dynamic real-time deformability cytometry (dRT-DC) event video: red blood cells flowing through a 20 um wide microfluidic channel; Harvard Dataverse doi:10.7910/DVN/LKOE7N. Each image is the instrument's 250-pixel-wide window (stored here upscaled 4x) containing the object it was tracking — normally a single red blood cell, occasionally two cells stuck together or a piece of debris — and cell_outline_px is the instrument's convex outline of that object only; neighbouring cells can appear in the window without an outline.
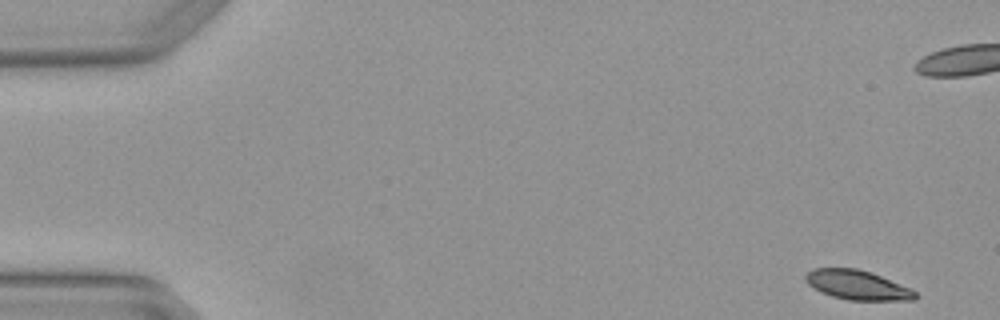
{"species": "Egyptian fruit bat (a non-hibernating species)", "species_latin": "Rousettus aegyptiacus", "temperature_condition": "warm", "stored_images_in_passage": 6, "segment_of_instrument_passage": [1, 2], "camera_frame_rate_fps": 3000, "um_per_image_px": 0.085, "animal": {"sex": "female"}, "frame": {"image": 1, "passage_image": 1, "time_ms": 0.0, "image_size_px": [1000, 320], "cell_outline_px": [[916, 300], [848, 300], [832, 296], [820, 292], [808, 284], [804, 280], [804, 276], [812, 268], [856, 268], [880, 276], [908, 288], [916, 292]], "centroid_in_image_um": [72.81, 24.23], "position_along_channel_um": 12.2, "area_um2": 18.55}}
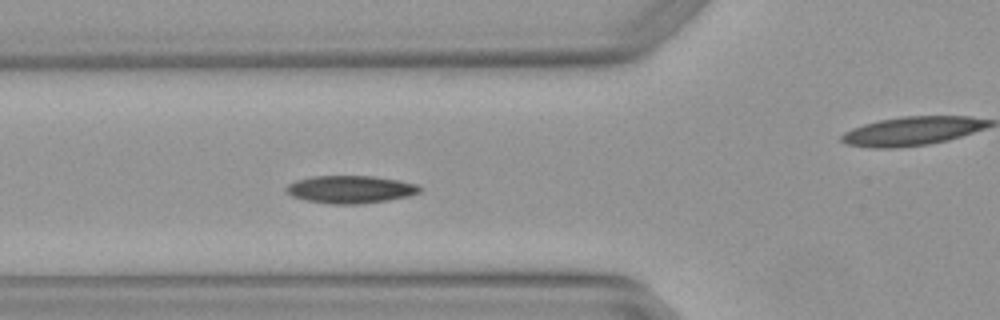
{"frame": {"image": 2, "passage_image": 5, "time_ms": 1.333, "image_size_px": [1000, 320], "cell_outline_px": [[424, 188], [420, 192], [408, 196], [388, 200], [360, 204], [332, 204], [304, 200], [292, 196], [284, 192], [284, 188], [288, 184], [296, 180], [312, 176], [372, 176], [400, 180], [420, 184]], "centroid_in_image_um": [29.8, 16.09], "position_along_channel_um": 96.0, "area_um2": 21.85}}